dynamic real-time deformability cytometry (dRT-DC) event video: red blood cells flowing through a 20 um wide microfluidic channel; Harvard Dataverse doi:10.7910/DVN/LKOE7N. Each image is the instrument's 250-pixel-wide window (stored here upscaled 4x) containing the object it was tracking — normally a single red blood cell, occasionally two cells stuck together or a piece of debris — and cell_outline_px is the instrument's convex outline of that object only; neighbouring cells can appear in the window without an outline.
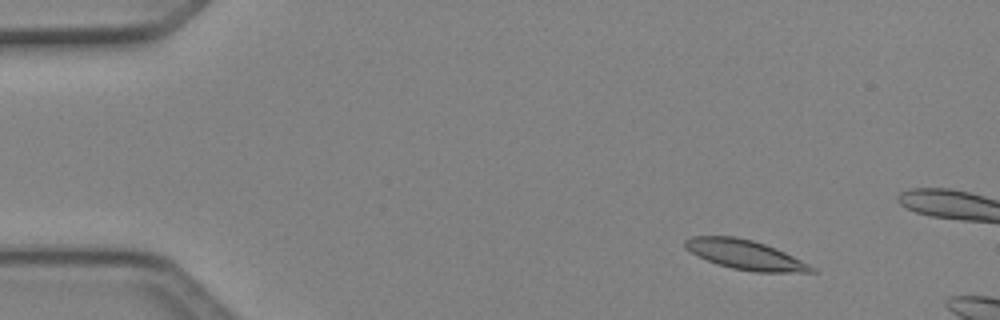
{"species": "Egyptian fruit bat (a non-hibernating species)", "species_latin": "Rousettus aegyptiacus", "temperature_condition": "cold", "stored_images_in_passage": 4, "camera_frame_rate_fps": 3000, "um_per_image_px": 0.085, "animal": {"sex": "female"}, "frame": {"image": 1, "passage_image": 2, "time_ms": 0.333, "image_size_px": [1000, 320], "cell_outline_px": [[816, 272], [756, 272], [732, 268], [716, 264], [684, 248], [684, 240], [692, 236], [736, 236], [752, 240], [776, 248], [816, 268]], "centroid_in_image_um": [63.32, 21.64], "position_along_channel_um": 21.7, "area_um2": 21.5}}